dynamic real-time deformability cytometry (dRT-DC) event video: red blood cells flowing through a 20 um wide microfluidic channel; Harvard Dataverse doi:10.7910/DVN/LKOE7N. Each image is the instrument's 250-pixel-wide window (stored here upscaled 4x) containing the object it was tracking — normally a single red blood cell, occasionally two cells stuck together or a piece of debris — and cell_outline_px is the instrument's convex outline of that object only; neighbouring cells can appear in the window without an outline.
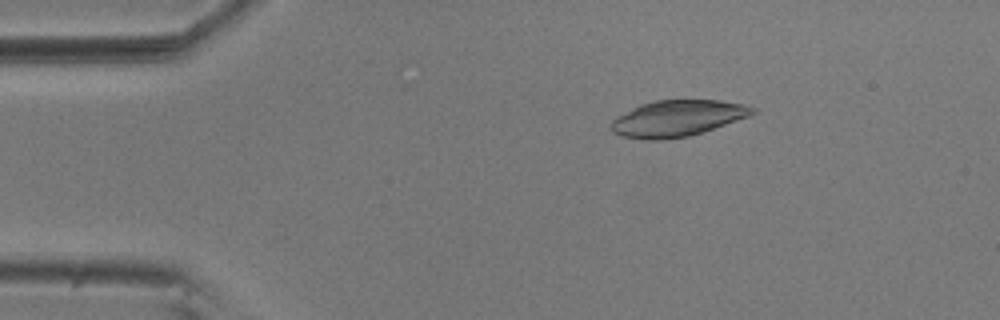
{"species": "common noctule bat (a hibernating species)", "species_latin": "Nyctalus noctula", "temperature_condition": "room temperature", "stored_images_in_passage": 54, "camera_frame_rate_fps": 3000, "um_per_image_px": 0.085, "animal": {"sex": "male", "body_mass_g": 20.5, "forearm_length_mm": 52.5}, "frame": {"image": 1, "passage_image": 9, "time_ms": 2.667, "image_size_px": [1000, 320], "cell_outline_px": [[756, 112], [748, 116], [704, 132], [688, 136], [660, 140], [640, 140], [620, 136], [612, 132], [608, 128], [612, 120], [616, 116], [640, 104], [656, 100], [720, 100], [744, 104], [756, 108]], "centroid_in_image_um": [57.52, 10.07], "position_along_channel_um": 27.5, "area_um2": 30.11}}
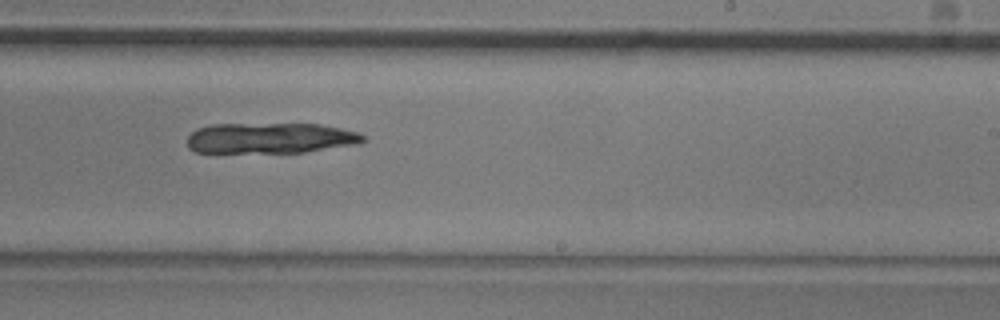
{"frame": {"image": 2, "passage_image": 33, "time_ms": 10.667, "image_size_px": [1000, 320], "cell_outline_px": [[364, 140], [360, 144], [304, 152], [196, 152], [188, 148], [188, 136], [196, 128], [212, 124], [320, 124], [340, 128], [356, 132], [364, 136]], "centroid_in_image_um": [22.97, 11.73], "position_along_channel_um": 266.0, "area_um2": 31.33}}
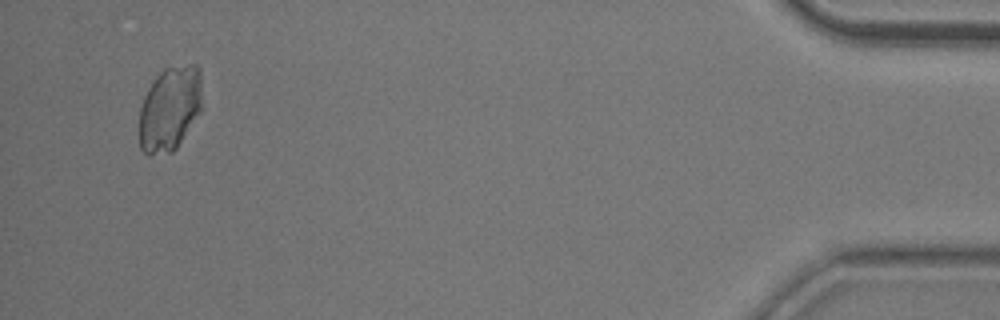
{"frame": {"image": 3, "passage_image": 52, "time_ms": 17.0, "image_size_px": [1000, 320], "cell_outline_px": [[204, 108], [176, 148], [172, 152], [148, 156], [140, 148], [140, 108], [144, 96], [148, 88], [156, 76], [164, 68], [188, 64], [196, 64], [200, 68]], "centroid_in_image_um": [14.48, 9.22], "position_along_channel_um": 420.7, "area_um2": 31.62}}